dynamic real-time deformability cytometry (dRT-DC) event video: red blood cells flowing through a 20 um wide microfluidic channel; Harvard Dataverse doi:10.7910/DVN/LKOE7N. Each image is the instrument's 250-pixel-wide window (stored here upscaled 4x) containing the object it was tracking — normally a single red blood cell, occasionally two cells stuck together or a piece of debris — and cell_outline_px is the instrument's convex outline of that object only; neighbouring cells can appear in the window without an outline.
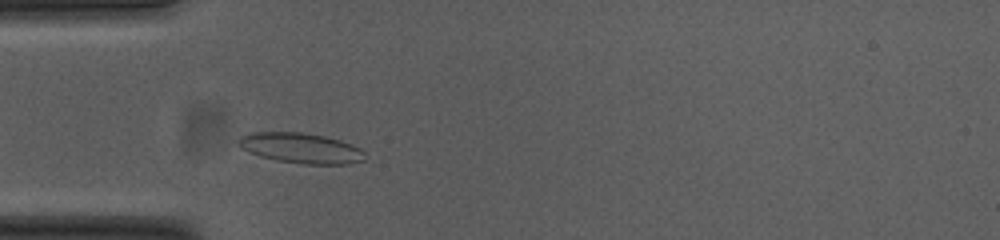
{"species": "common noctule bat (a hibernating species)", "species_latin": "Nyctalus noctula", "temperature_condition": "cold", "stored_images_in_passage": 39, "camera_frame_rate_fps": 3000, "um_per_image_px": 0.085, "animal": {"sex": "female", "body_mass_g": 23.0, "forearm_length_mm": 53.4}, "frame": {"image": 1, "passage_image": 7, "time_ms": 2.0, "image_size_px": [1000, 240], "cell_outline_px": [[364, 160], [348, 164], [304, 164], [276, 160], [260, 156], [240, 148], [236, 144], [236, 140], [240, 136], [252, 132], [300, 132], [324, 136], [340, 140], [360, 148], [364, 152]], "centroid_in_image_um": [25.53, 12.58], "position_along_channel_um": 59.5, "area_um2": 22.37}}
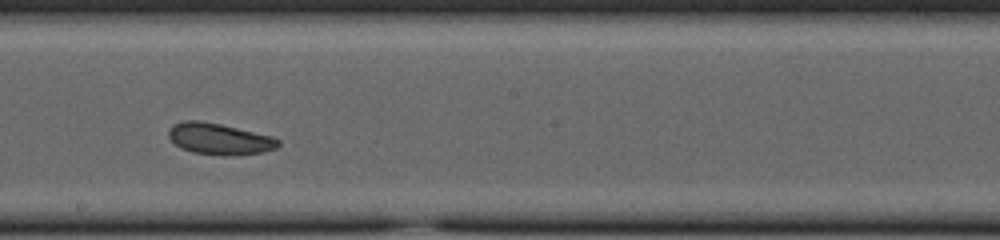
{"frame": {"image": 2, "passage_image": 21, "time_ms": 6.667, "image_size_px": [1000, 240], "cell_outline_px": [[280, 144], [276, 148], [264, 152], [236, 156], [224, 156], [192, 152], [180, 148], [168, 136], [168, 128], [172, 124], [184, 120], [196, 120], [220, 124], [272, 136], [280, 140]], "centroid_in_image_um": [18.64, 11.82], "position_along_channel_um": 229.6, "area_um2": 20.23}}
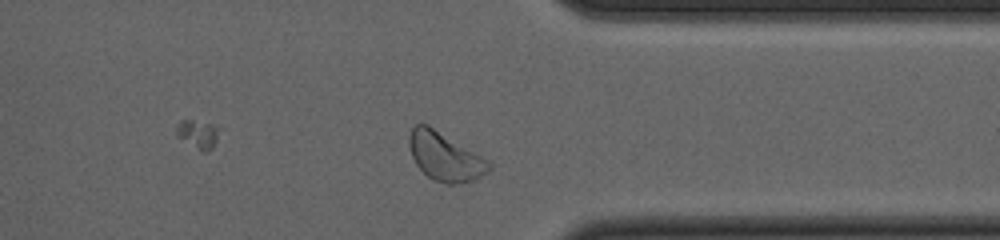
{"frame": {"image": 3, "passage_image": 33, "time_ms": 10.667, "image_size_px": [1000, 240], "cell_outline_px": [[492, 168], [488, 172], [476, 180], [456, 184], [444, 184], [432, 180], [416, 164], [412, 156], [408, 144], [408, 136], [412, 128], [416, 124], [428, 124], [488, 160], [492, 164]], "centroid_in_image_um": [37.83, 13.33], "position_along_channel_um": 373.6, "area_um2": 22.6}, "authors_computed_cell_mechanics": {"area_um2": 20.23, "velocity_mm_per_s": 3.7012, "shape_relaxation_time_tau1_ms": null, "shape_relaxation_time_tau2_ms": 3.558, "deformation_change_tau1": null, "deformation_change_tau2": 0.0903}}